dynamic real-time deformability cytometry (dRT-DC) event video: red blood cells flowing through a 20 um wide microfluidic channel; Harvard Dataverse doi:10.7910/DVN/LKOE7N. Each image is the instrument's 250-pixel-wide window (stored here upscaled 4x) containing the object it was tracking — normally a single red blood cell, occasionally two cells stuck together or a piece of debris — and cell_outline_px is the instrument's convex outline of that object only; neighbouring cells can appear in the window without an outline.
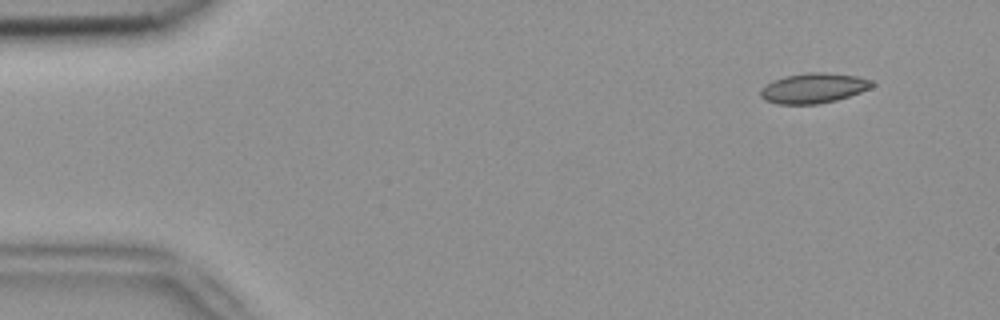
{"species": "common noctule bat (a hibernating species)", "species_latin": "Nyctalus noctula", "temperature_condition": "room temperature", "stored_images_in_passage": 4, "camera_frame_rate_fps": 3000, "um_per_image_px": 0.085, "animal": {"sex": "female", "body_mass_g": 18.4}, "frame": {"image": 1, "passage_image": 1, "time_ms": 0.0, "image_size_px": [1000, 320], "cell_outline_px": [[876, 84], [860, 92], [836, 100], [820, 104], [780, 104], [764, 100], [760, 96], [760, 88], [772, 80], [784, 76], [808, 72], [824, 72], [856, 76], [872, 80]], "centroid_in_image_um": [69.11, 7.49], "position_along_channel_um": 15.9, "area_um2": 19.59}}
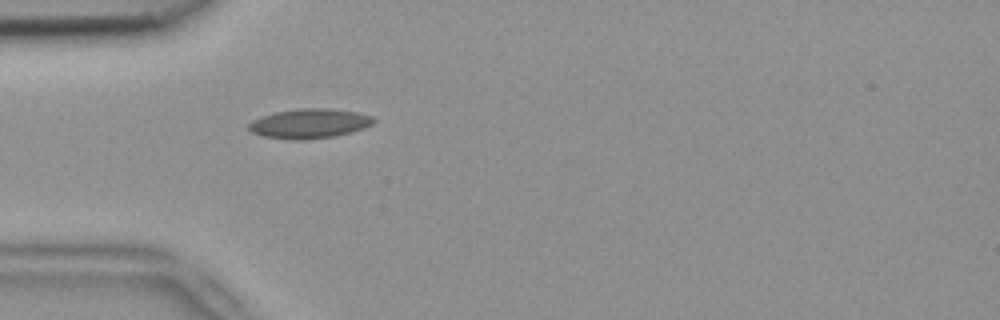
{"frame": {"image": 2, "passage_image": 4, "time_ms": 1.0, "image_size_px": [1000, 320], "cell_outline_px": [[376, 120], [372, 124], [364, 128], [332, 136], [304, 140], [296, 140], [264, 136], [252, 132], [248, 128], [248, 124], [252, 120], [276, 112], [300, 108], [328, 108], [356, 112], [372, 116]], "centroid_in_image_um": [26.3, 10.49], "position_along_channel_um": 58.7, "area_um2": 21.21}}